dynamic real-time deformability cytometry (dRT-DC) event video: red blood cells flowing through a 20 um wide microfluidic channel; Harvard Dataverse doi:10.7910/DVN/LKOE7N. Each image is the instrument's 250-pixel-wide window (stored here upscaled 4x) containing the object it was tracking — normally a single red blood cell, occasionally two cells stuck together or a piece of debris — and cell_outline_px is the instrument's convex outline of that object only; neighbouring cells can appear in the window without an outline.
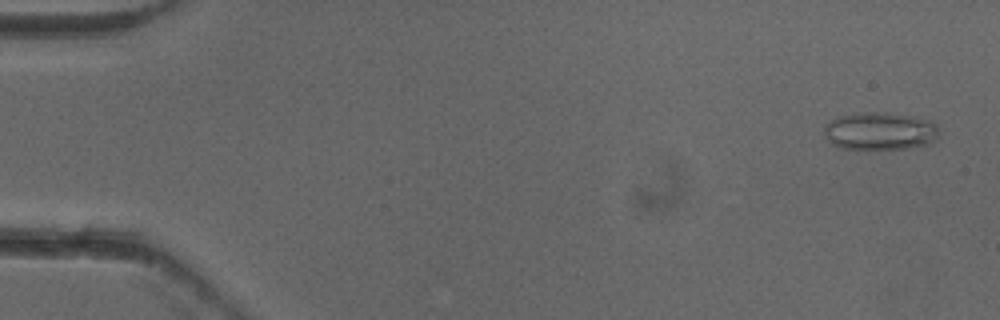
{"species": "common noctule bat (a hibernating species)", "species_latin": "Nyctalus noctula", "temperature_condition": "cold", "stored_images_in_passage": 52, "camera_frame_rate_fps": 3000, "um_per_image_px": 0.085, "animal": {"sex": "female"}, "frame": {"image": 1, "passage_image": 2, "time_ms": 0.333, "image_size_px": [1000, 320], "cell_outline_px": [[936, 140], [928, 144], [908, 148], [840, 148], [832, 144], [824, 136], [824, 128], [832, 120], [840, 116], [856, 112], [884, 112], [912, 116], [928, 120], [936, 128]], "centroid_in_image_um": [74.75, 11.13], "position_along_channel_um": 10.3, "area_um2": 24.85}}
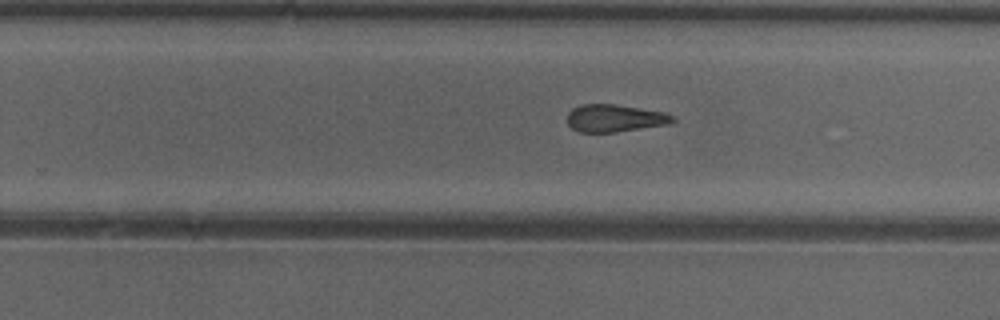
{"frame": {"image": 2, "passage_image": 33, "time_ms": 10.667, "image_size_px": [1000, 320], "cell_outline_px": [[676, 120], [672, 124], [616, 132], [576, 132], [568, 124], [568, 112], [572, 108], [580, 104], [612, 104], [664, 112], [672, 116]], "centroid_in_image_um": [52.25, 10.05], "position_along_channel_um": 277.6, "area_um2": 16.94}}
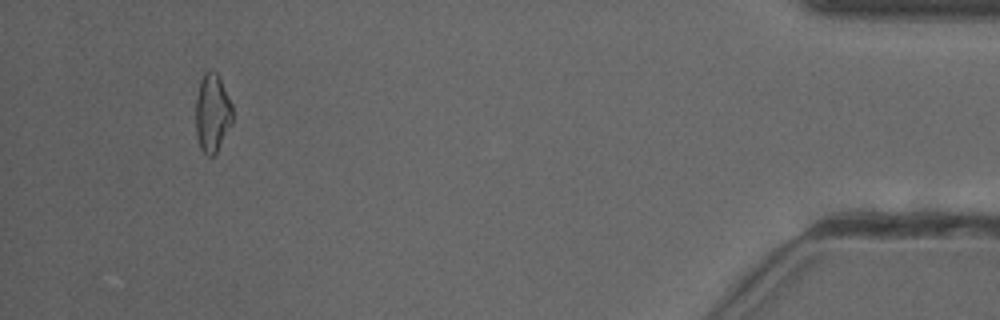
{"frame": {"image": 3, "passage_image": 49, "time_ms": 16.0, "image_size_px": [1000, 320], "cell_outline_px": [[232, 124], [216, 152], [212, 156], [208, 156], [200, 148], [196, 136], [196, 96], [200, 80], [204, 72], [208, 68], [212, 68], [216, 72], [232, 104]], "centroid_in_image_um": [18.03, 9.58], "position_along_channel_um": 417.2, "area_um2": 16.88}, "authors_computed_cell_mechanics": {"area_um2": 18.0336, "velocity_mm_per_s": 3.9402, "shape_relaxation_time_tau1_ms": null, "shape_relaxation_time_tau2_ms": 3.7029, "deformation_change_tau1": null, "deformation_change_tau2": 0.1438}}